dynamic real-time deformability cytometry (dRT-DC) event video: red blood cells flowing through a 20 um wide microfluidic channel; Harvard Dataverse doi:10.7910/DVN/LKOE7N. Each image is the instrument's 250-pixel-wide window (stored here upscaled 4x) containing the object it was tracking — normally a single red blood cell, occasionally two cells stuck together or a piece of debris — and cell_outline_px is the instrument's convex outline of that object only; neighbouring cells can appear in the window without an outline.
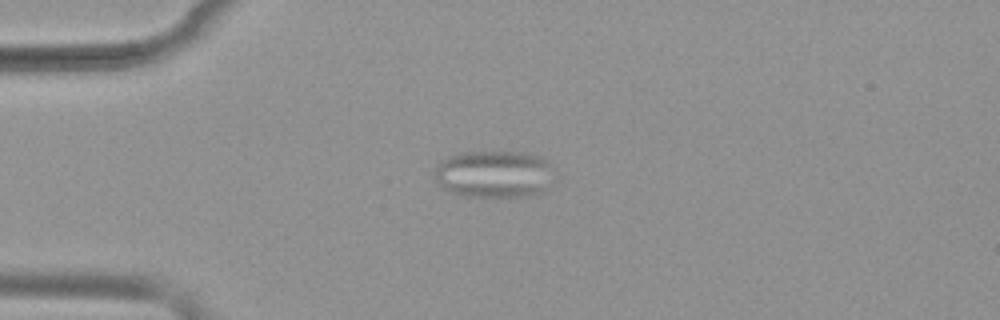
{"species": "common noctule bat (a hibernating species)", "species_latin": "Nyctalus noctula", "temperature_condition": "warm", "stored_images_in_passage": 42, "camera_frame_rate_fps": 3000, "um_per_image_px": 0.085, "animal": {"sex": "female", "body_mass_g": 19.9}, "frame": {"image": 1, "passage_image": 3, "time_ms": 0.667, "image_size_px": [1000, 320], "cell_outline_px": [[548, 164], [544, 188], [540, 192], [528, 196], [460, 196], [440, 188], [436, 180], [436, 164], [448, 156], [464, 152], [520, 152], [540, 156]], "centroid_in_image_um": [41.83, 14.79], "position_along_channel_um": 43.2, "area_um2": 32.08}}
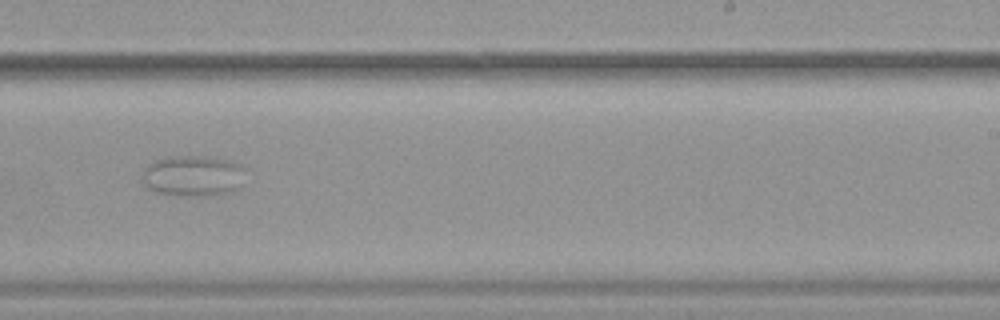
{"frame": {"image": 2, "passage_image": 23, "time_ms": 7.333, "image_size_px": [1000, 320], "cell_outline_px": [[244, 168], [236, 188], [228, 192], [208, 196], [188, 196], [156, 192], [148, 188], [144, 184], [140, 176], [148, 164], [156, 160], [168, 156], [212, 156], [228, 160], [240, 164]], "centroid_in_image_um": [16.33, 14.93], "position_along_channel_um": 272.7, "area_um2": 24.45}}
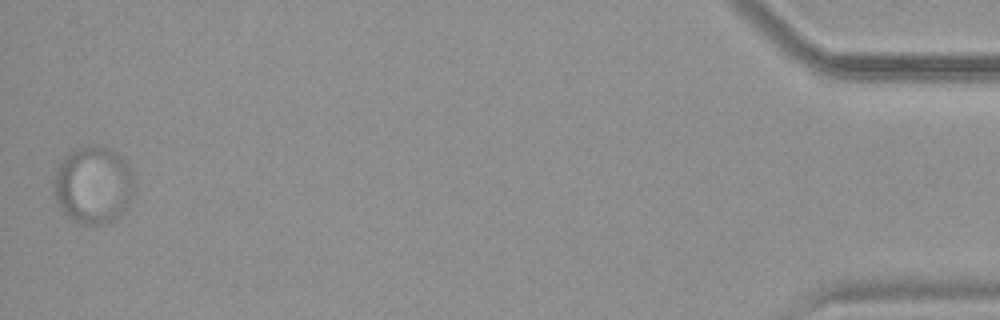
{"frame": {"image": 3, "passage_image": 42, "time_ms": 13.667, "image_size_px": [1000, 320], "cell_outline_px": [[136, 188], [128, 204], [120, 216], [116, 220], [100, 224], [84, 224], [72, 220], [60, 208], [56, 200], [56, 172], [64, 156], [72, 148], [92, 144], [96, 144], [108, 148], [120, 156], [128, 164], [132, 172]], "centroid_in_image_um": [7.97, 15.7], "position_along_channel_um": 427.2, "area_um2": 36.36}}